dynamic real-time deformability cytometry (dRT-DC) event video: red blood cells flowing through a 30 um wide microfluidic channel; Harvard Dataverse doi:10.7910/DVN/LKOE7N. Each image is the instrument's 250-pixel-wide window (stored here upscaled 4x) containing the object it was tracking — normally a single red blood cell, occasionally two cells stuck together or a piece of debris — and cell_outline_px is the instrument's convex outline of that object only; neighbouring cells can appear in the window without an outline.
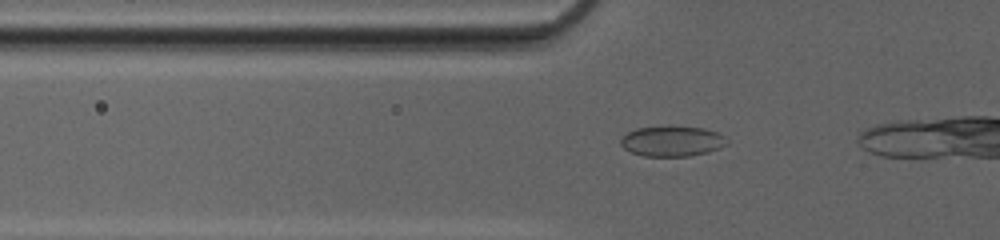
{"species": "common noctule bat (a hibernating species)", "species_latin": "Nyctalus noctula", "temperature_condition": "cold", "stored_images_in_passage": 17, "camera_frame_rate_fps": 3000, "um_per_image_px": 0.085, "animal": {"sex": "female", "body_mass_g": 20.0, "forearm_length_mm": 54.0}, "frame": {"image": 1, "passage_image": 12, "time_ms": 3.667, "image_size_px": [1000, 240], "cell_outline_px": [[728, 144], [720, 148], [708, 152], [688, 156], [644, 156], [632, 152], [624, 148], [620, 144], [620, 140], [628, 132], [636, 128], [704, 128], [716, 132], [724, 136]], "centroid_in_image_um": [57.14, 12.03], "position_along_channel_um": 68.7, "area_um2": 18.21}}
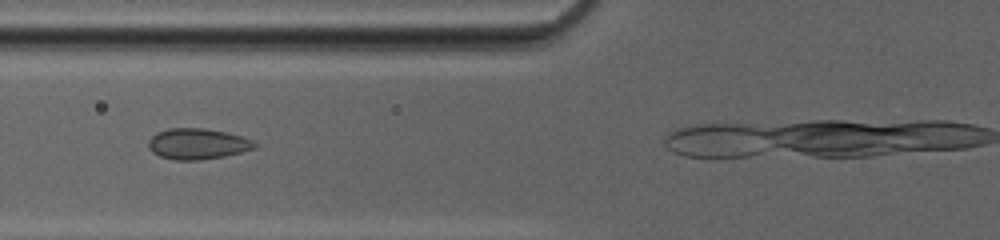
{"frame": {"image": 2, "passage_image": 15, "time_ms": 4.667, "image_size_px": [1000, 240], "cell_outline_px": [[256, 148], [224, 156], [200, 160], [176, 160], [160, 156], [152, 152], [148, 148], [148, 140], [156, 132], [168, 128], [204, 128], [228, 132], [252, 140], [256, 144]], "centroid_in_image_um": [16.76, 12.22], "position_along_channel_um": 109.0, "area_um2": 19.13}}